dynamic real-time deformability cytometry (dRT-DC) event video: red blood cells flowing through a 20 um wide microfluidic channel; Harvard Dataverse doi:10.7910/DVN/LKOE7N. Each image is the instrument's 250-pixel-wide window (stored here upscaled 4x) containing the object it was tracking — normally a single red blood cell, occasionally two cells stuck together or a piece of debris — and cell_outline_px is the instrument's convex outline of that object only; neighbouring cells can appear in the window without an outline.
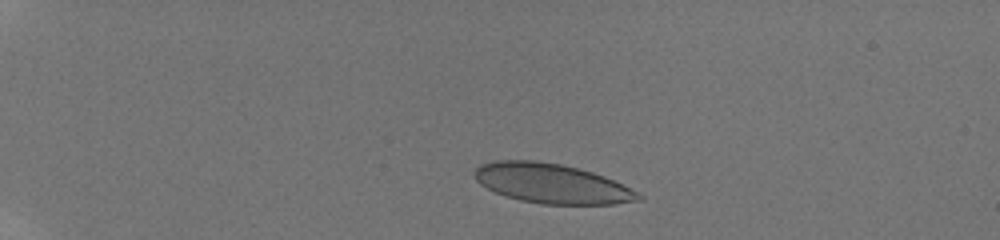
{"species": "human", "species_latin": "Homo sapiens", "temperature_condition": "room temperature", "stored_images_in_passage": 40, "camera_frame_rate_fps": 3000, "um_per_image_px": 0.085, "donor": {"sex": "male"}, "frame": {"image": 1, "passage_image": 1, "time_ms": 0.0, "image_size_px": [1000, 240], "cell_outline_px": [[644, 200], [616, 204], [540, 204], [520, 200], [496, 192], [480, 184], [472, 176], [472, 172], [480, 164], [496, 160], [536, 160], [560, 164], [580, 168], [604, 176], [640, 192], [644, 196]], "centroid_in_image_um": [46.92, 15.59], "position_along_channel_um": 38.1, "area_um2": 38.15}}
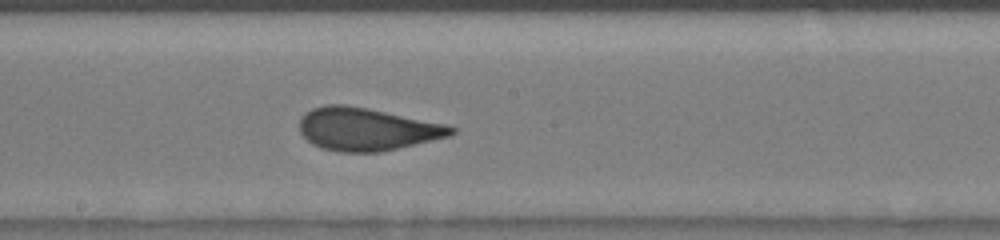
{"frame": {"image": 2, "passage_image": 20, "time_ms": 6.333, "image_size_px": [1000, 240], "cell_outline_px": [[456, 132], [448, 136], [380, 152], [340, 152], [320, 148], [312, 144], [300, 132], [300, 120], [304, 112], [312, 108], [324, 104], [344, 104], [368, 108], [448, 124], [456, 128]], "centroid_in_image_um": [31.15, 10.96], "position_along_channel_um": 217.0, "area_um2": 37.86}}
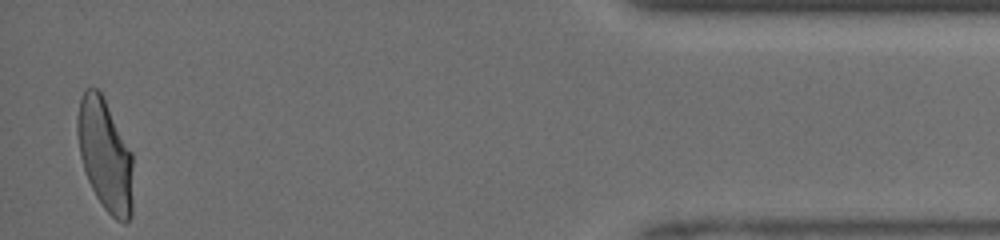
{"frame": {"image": 3, "passage_image": 39, "time_ms": 12.667, "image_size_px": [1000, 240], "cell_outline_px": [[132, 216], [124, 224], [116, 220], [104, 208], [96, 196], [88, 180], [80, 156], [76, 132], [76, 116], [80, 100], [84, 92], [88, 88], [96, 88], [104, 96], [132, 152]], "centroid_in_image_um": [8.93, 13.17], "position_along_channel_um": 426.3, "area_um2": 36.53}, "authors_computed_cell_mechanics": {"area_um2": 37.1943, "velocity_mm_per_s": 4.1969, "shape_relaxation_time_tau1_ms": 5.1258, "shape_relaxation_time_tau2_ms": null, "deformation_change_tau1": 0.1752, "deformation_change_tau2": null}}